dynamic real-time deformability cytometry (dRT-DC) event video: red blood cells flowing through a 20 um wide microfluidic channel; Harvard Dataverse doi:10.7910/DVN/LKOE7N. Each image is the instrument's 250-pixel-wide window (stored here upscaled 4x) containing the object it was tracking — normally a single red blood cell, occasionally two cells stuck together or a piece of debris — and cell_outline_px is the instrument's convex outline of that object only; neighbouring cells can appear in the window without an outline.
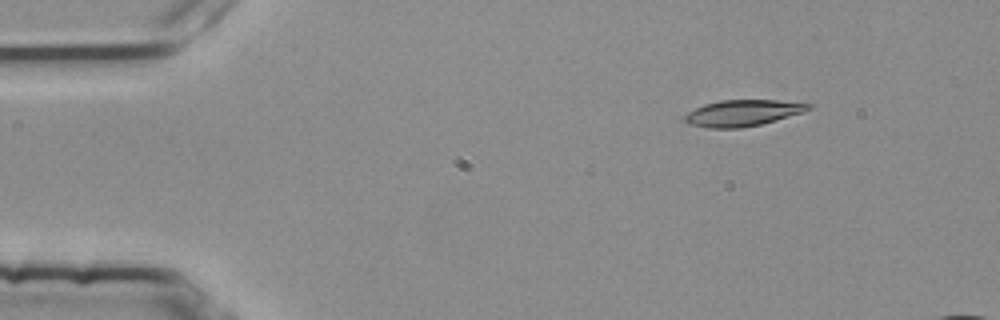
{"species": "common noctule bat (a hibernating species)", "species_latin": "Nyctalus noctula", "temperature_condition": "room temperature", "stored_images_in_passage": 3, "camera_frame_rate_fps": 3000, "um_per_image_px": 0.085, "animal": {"sex": "female", "body_mass_g": 25.1}, "frame": {"image": 1, "passage_image": 1, "time_ms": 0.0, "image_size_px": [1000, 320], "cell_outline_px": [[812, 108], [776, 120], [760, 124], [740, 128], [708, 128], [688, 124], [684, 120], [684, 116], [688, 112], [704, 104], [720, 100], [776, 100], [812, 104]], "centroid_in_image_um": [63.08, 9.6], "position_along_channel_um": 21.9, "area_um2": 18.73}}